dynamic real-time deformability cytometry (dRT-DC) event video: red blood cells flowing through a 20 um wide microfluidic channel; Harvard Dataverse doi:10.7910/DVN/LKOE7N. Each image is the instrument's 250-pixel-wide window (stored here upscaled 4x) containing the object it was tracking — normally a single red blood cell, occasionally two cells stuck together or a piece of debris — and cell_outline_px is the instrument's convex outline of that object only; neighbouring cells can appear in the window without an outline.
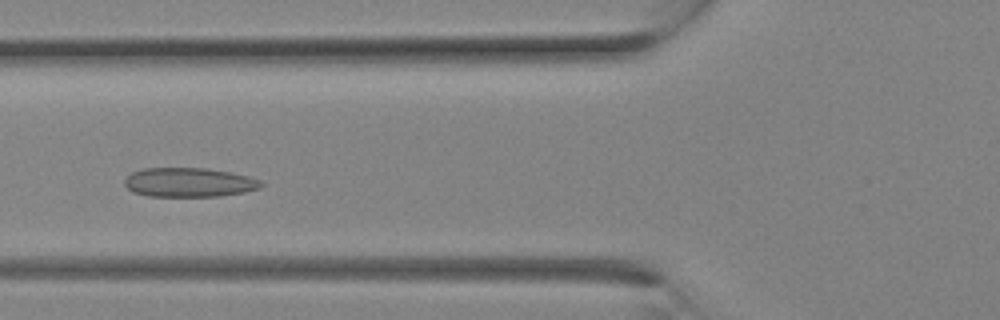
{"species": "Egyptian fruit bat (a non-hibernating species)", "species_latin": "Rousettus aegyptiacus", "temperature_condition": "room temperature", "stored_images_in_passage": 12, "camera_frame_rate_fps": 3000, "um_per_image_px": 0.085, "animal": {"sex": "female"}, "frame": {"image": 1, "passage_image": 9, "time_ms": 2.667, "image_size_px": [1000, 320], "cell_outline_px": [[264, 184], [260, 188], [244, 192], [220, 196], [148, 196], [132, 192], [124, 184], [124, 180], [132, 172], [140, 168], [208, 168], [232, 172], [248, 176], [260, 180]], "centroid_in_image_um": [16.07, 15.49], "position_along_channel_um": 109.7, "area_um2": 23.41}}
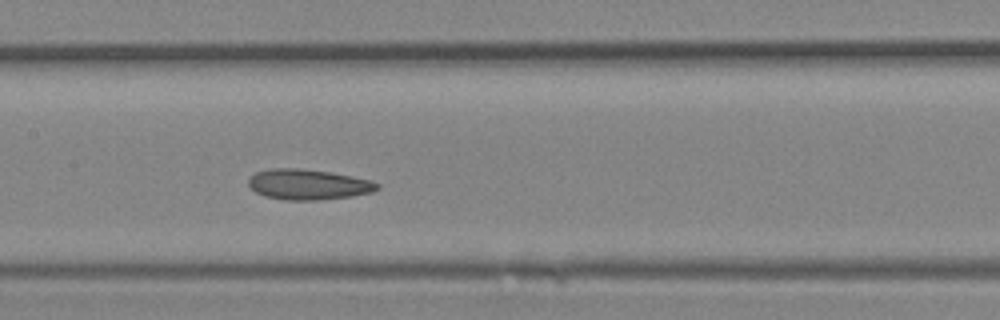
{"frame": {"image": 2, "passage_image": 12, "time_ms": 3.667, "image_size_px": [1000, 320], "cell_outline_px": [[380, 188], [372, 192], [352, 196], [316, 200], [284, 200], [264, 196], [256, 192], [248, 184], [248, 180], [256, 172], [272, 168], [300, 168], [328, 172], [352, 176], [372, 180], [380, 184]], "centroid_in_image_um": [26.22, 15.68], "position_along_channel_um": 181.2, "area_um2": 22.83}}